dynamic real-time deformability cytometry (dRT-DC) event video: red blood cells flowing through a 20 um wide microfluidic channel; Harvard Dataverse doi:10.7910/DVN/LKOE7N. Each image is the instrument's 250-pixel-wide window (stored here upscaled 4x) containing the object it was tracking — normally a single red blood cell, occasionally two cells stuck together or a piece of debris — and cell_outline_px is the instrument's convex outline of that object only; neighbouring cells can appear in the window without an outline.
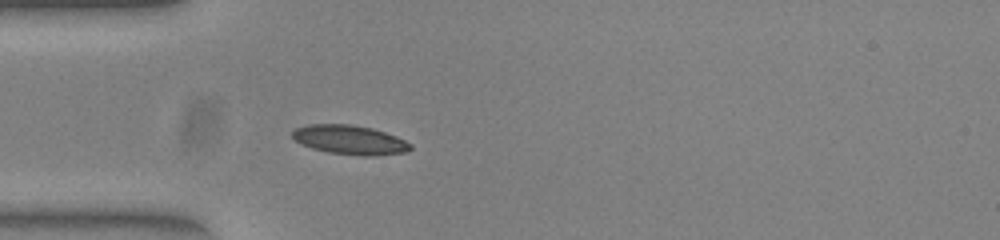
{"species": "common noctule bat (a hibernating species)", "species_latin": "Nyctalus noctula", "temperature_condition": "warm", "stored_images_in_passage": 38, "camera_frame_rate_fps": 3000, "um_per_image_px": 0.085, "animal": {"sex": "female", "body_mass_g": 23.0, "forearm_length_mm": 53.4}, "frame": {"image": 1, "passage_image": 1, "time_ms": 0.0, "image_size_px": [1000, 240], "cell_outline_px": [[412, 148], [404, 152], [364, 156], [328, 152], [312, 148], [296, 140], [292, 136], [292, 132], [296, 128], [308, 124], [352, 124], [372, 128], [396, 136], [412, 144]], "centroid_in_image_um": [29.73, 11.87], "position_along_channel_um": 55.3, "area_um2": 19.83}}
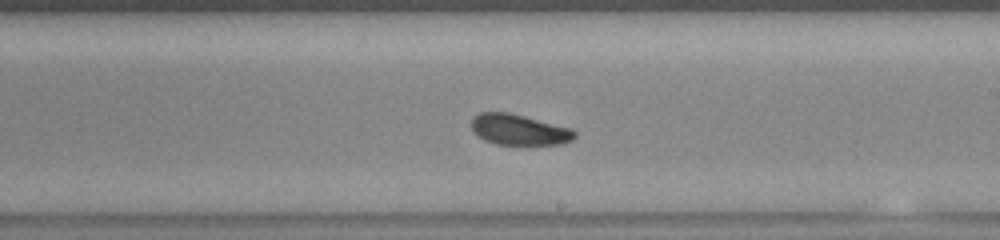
{"frame": {"image": 2, "passage_image": 16, "time_ms": 5.0, "image_size_px": [1000, 240], "cell_outline_px": [[576, 136], [572, 140], [560, 144], [496, 144], [484, 140], [472, 128], [472, 120], [480, 112], [508, 112], [572, 128], [576, 132]], "centroid_in_image_um": [44.16, 11.02], "position_along_channel_um": 244.8, "area_um2": 18.21}}
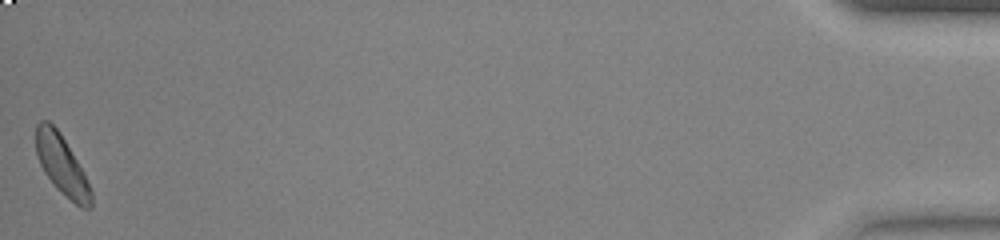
{"frame": {"image": 3, "passage_image": 38, "time_ms": 12.333, "image_size_px": [1000, 240], "cell_outline_px": [[92, 208], [80, 208], [56, 188], [44, 172], [36, 156], [36, 124], [40, 120], [48, 120], [60, 132], [76, 160], [92, 192]], "centroid_in_image_um": [5.22, 14.03], "position_along_channel_um": 430.0, "area_um2": 18.84}, "authors_computed_cell_mechanics": {"area_um2": 19.1029, "velocity_mm_per_s": 3.9024, "shape_relaxation_time_tau1_ms": 1.9819, "shape_relaxation_time_tau2_ms": 1.7521, "deformation_change_tau1": 0.1117, "deformation_change_tau2": 0.0724}}